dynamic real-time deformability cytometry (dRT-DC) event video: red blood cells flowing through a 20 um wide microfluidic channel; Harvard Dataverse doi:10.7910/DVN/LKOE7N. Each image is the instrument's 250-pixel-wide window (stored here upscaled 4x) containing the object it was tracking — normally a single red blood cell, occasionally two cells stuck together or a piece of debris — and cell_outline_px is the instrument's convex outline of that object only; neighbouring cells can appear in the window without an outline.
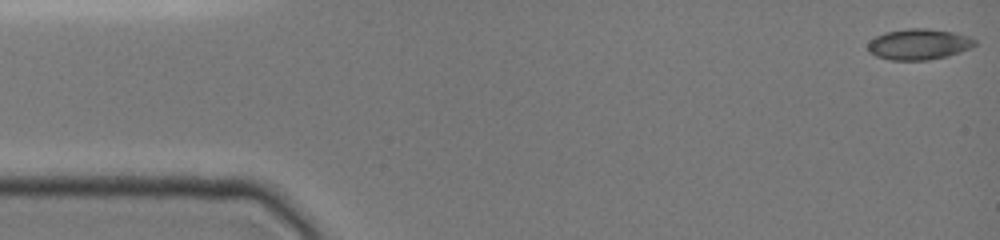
{"species": "common noctule bat (a hibernating species)", "species_latin": "Nyctalus noctula", "temperature_condition": "cold", "stored_images_in_passage": 54, "camera_frame_rate_fps": 3000, "um_per_image_px": 0.085, "animal": {"sex": "female", "body_mass_g": 19.0, "forearm_length_mm": 51.5}, "frame": {"image": 1, "passage_image": 1, "time_ms": 0.0, "image_size_px": [1000, 240], "cell_outline_px": [[976, 44], [972, 48], [948, 56], [928, 60], [892, 60], [876, 56], [868, 52], [868, 44], [876, 36], [884, 32], [908, 28], [928, 28], [956, 32], [968, 36], [976, 40]], "centroid_in_image_um": [78.13, 3.75], "position_along_channel_um": 6.9, "area_um2": 19.42}}
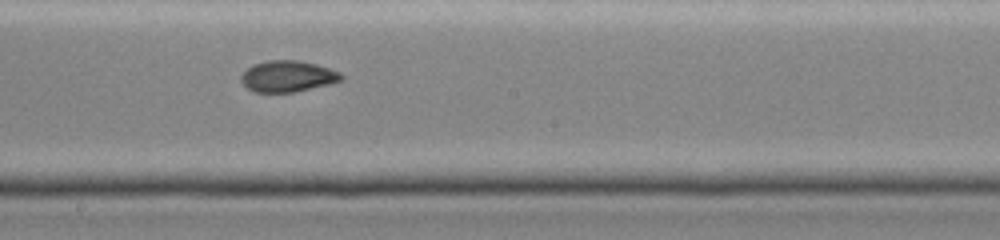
{"frame": {"image": 2, "passage_image": 31, "time_ms": 8.667, "image_size_px": [1000, 240], "cell_outline_px": [[344, 80], [328, 84], [292, 92], [256, 92], [248, 88], [240, 80], [240, 76], [248, 68], [256, 64], [268, 60], [300, 60], [316, 64], [340, 72], [344, 76]], "centroid_in_image_um": [24.47, 6.48], "position_along_channel_um": 223.7, "area_um2": 18.03}}
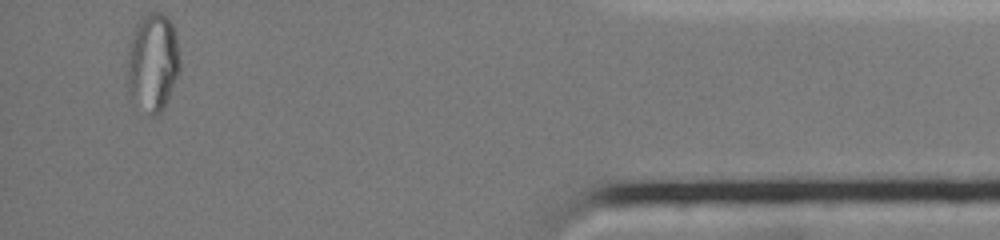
{"frame": {"image": 3, "passage_image": 53, "time_ms": 15.0, "image_size_px": [1000, 240], "cell_outline_px": [[180, 68], [164, 108], [156, 116], [132, 104], [124, 80], [124, 64], [128, 44], [132, 32], [136, 24], [148, 12], [160, 12], [168, 16], [176, 32], [180, 60]], "centroid_in_image_um": [12.91, 5.31], "position_along_channel_um": 422.3, "area_um2": 31.44}}